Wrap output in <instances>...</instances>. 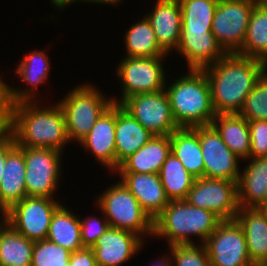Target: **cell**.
Instances as JSON below:
<instances>
[{"instance_id": "cell-1", "label": "cell", "mask_w": 267, "mask_h": 266, "mask_svg": "<svg viewBox=\"0 0 267 266\" xmlns=\"http://www.w3.org/2000/svg\"><path fill=\"white\" fill-rule=\"evenodd\" d=\"M202 70L210 84L215 114H239L247 95L267 70V64L259 59L227 53Z\"/></svg>"}, {"instance_id": "cell-2", "label": "cell", "mask_w": 267, "mask_h": 266, "mask_svg": "<svg viewBox=\"0 0 267 266\" xmlns=\"http://www.w3.org/2000/svg\"><path fill=\"white\" fill-rule=\"evenodd\" d=\"M39 100L11 104L6 131L19 147L51 148L64 152V146L70 141L62 108L56 102L44 106Z\"/></svg>"}, {"instance_id": "cell-3", "label": "cell", "mask_w": 267, "mask_h": 266, "mask_svg": "<svg viewBox=\"0 0 267 266\" xmlns=\"http://www.w3.org/2000/svg\"><path fill=\"white\" fill-rule=\"evenodd\" d=\"M222 221L212 211L190 205L186 200H171L153 220L152 237L166 238L168 246L194 244L193 236L204 244Z\"/></svg>"}, {"instance_id": "cell-4", "label": "cell", "mask_w": 267, "mask_h": 266, "mask_svg": "<svg viewBox=\"0 0 267 266\" xmlns=\"http://www.w3.org/2000/svg\"><path fill=\"white\" fill-rule=\"evenodd\" d=\"M169 84L165 90L178 127L211 125L216 114L210 84L203 70L188 69L185 76H179Z\"/></svg>"}, {"instance_id": "cell-5", "label": "cell", "mask_w": 267, "mask_h": 266, "mask_svg": "<svg viewBox=\"0 0 267 266\" xmlns=\"http://www.w3.org/2000/svg\"><path fill=\"white\" fill-rule=\"evenodd\" d=\"M57 103L64 113L70 143L77 141L78 144L88 135L99 116L113 104L112 99L92 83L72 88Z\"/></svg>"}, {"instance_id": "cell-6", "label": "cell", "mask_w": 267, "mask_h": 266, "mask_svg": "<svg viewBox=\"0 0 267 266\" xmlns=\"http://www.w3.org/2000/svg\"><path fill=\"white\" fill-rule=\"evenodd\" d=\"M98 196L97 206L109 222L110 227L130 231L143 240L147 235L151 238L153 220L120 180Z\"/></svg>"}, {"instance_id": "cell-7", "label": "cell", "mask_w": 267, "mask_h": 266, "mask_svg": "<svg viewBox=\"0 0 267 266\" xmlns=\"http://www.w3.org/2000/svg\"><path fill=\"white\" fill-rule=\"evenodd\" d=\"M160 57H125L120 59L116 74L121 86V97H111L114 104H120L124 99L136 94L157 92L165 89L167 78L163 61Z\"/></svg>"}, {"instance_id": "cell-8", "label": "cell", "mask_w": 267, "mask_h": 266, "mask_svg": "<svg viewBox=\"0 0 267 266\" xmlns=\"http://www.w3.org/2000/svg\"><path fill=\"white\" fill-rule=\"evenodd\" d=\"M20 148L26 165V196L54 198L62 177L63 152L51 148Z\"/></svg>"}, {"instance_id": "cell-9", "label": "cell", "mask_w": 267, "mask_h": 266, "mask_svg": "<svg viewBox=\"0 0 267 266\" xmlns=\"http://www.w3.org/2000/svg\"><path fill=\"white\" fill-rule=\"evenodd\" d=\"M61 202L55 198L29 197L13 205L2 219L31 241L47 238L52 216Z\"/></svg>"}, {"instance_id": "cell-10", "label": "cell", "mask_w": 267, "mask_h": 266, "mask_svg": "<svg viewBox=\"0 0 267 266\" xmlns=\"http://www.w3.org/2000/svg\"><path fill=\"white\" fill-rule=\"evenodd\" d=\"M153 135H171L175 122L166 90L136 94L119 104Z\"/></svg>"}, {"instance_id": "cell-11", "label": "cell", "mask_w": 267, "mask_h": 266, "mask_svg": "<svg viewBox=\"0 0 267 266\" xmlns=\"http://www.w3.org/2000/svg\"><path fill=\"white\" fill-rule=\"evenodd\" d=\"M256 3V0L218 1L211 32L227 53H236L242 47Z\"/></svg>"}, {"instance_id": "cell-12", "label": "cell", "mask_w": 267, "mask_h": 266, "mask_svg": "<svg viewBox=\"0 0 267 266\" xmlns=\"http://www.w3.org/2000/svg\"><path fill=\"white\" fill-rule=\"evenodd\" d=\"M185 200L222 220H234L239 210L237 183L225 179L196 178Z\"/></svg>"}, {"instance_id": "cell-13", "label": "cell", "mask_w": 267, "mask_h": 266, "mask_svg": "<svg viewBox=\"0 0 267 266\" xmlns=\"http://www.w3.org/2000/svg\"><path fill=\"white\" fill-rule=\"evenodd\" d=\"M212 266H251L243 229L234 220H223L203 244Z\"/></svg>"}, {"instance_id": "cell-14", "label": "cell", "mask_w": 267, "mask_h": 266, "mask_svg": "<svg viewBox=\"0 0 267 266\" xmlns=\"http://www.w3.org/2000/svg\"><path fill=\"white\" fill-rule=\"evenodd\" d=\"M204 161V177L238 182L242 161L223 142L212 125L199 126Z\"/></svg>"}, {"instance_id": "cell-15", "label": "cell", "mask_w": 267, "mask_h": 266, "mask_svg": "<svg viewBox=\"0 0 267 266\" xmlns=\"http://www.w3.org/2000/svg\"><path fill=\"white\" fill-rule=\"evenodd\" d=\"M138 235L118 228L108 230L91 247L97 266H122L144 246Z\"/></svg>"}, {"instance_id": "cell-16", "label": "cell", "mask_w": 267, "mask_h": 266, "mask_svg": "<svg viewBox=\"0 0 267 266\" xmlns=\"http://www.w3.org/2000/svg\"><path fill=\"white\" fill-rule=\"evenodd\" d=\"M24 151L6 131V162L0 183V214L26 197Z\"/></svg>"}, {"instance_id": "cell-17", "label": "cell", "mask_w": 267, "mask_h": 266, "mask_svg": "<svg viewBox=\"0 0 267 266\" xmlns=\"http://www.w3.org/2000/svg\"><path fill=\"white\" fill-rule=\"evenodd\" d=\"M51 62L45 50L35 49L28 54H25L23 59L16 67L15 74L21 79L26 86L24 89L13 88L8 84V96L11 104L21 102H35L38 96L36 89L48 80ZM28 88V89H27Z\"/></svg>"}, {"instance_id": "cell-18", "label": "cell", "mask_w": 267, "mask_h": 266, "mask_svg": "<svg viewBox=\"0 0 267 266\" xmlns=\"http://www.w3.org/2000/svg\"><path fill=\"white\" fill-rule=\"evenodd\" d=\"M116 104L107 108L96 120L88 135L80 142L94 155L98 163L104 165L111 172L116 171Z\"/></svg>"}, {"instance_id": "cell-19", "label": "cell", "mask_w": 267, "mask_h": 266, "mask_svg": "<svg viewBox=\"0 0 267 266\" xmlns=\"http://www.w3.org/2000/svg\"><path fill=\"white\" fill-rule=\"evenodd\" d=\"M175 52L186 60L188 69L197 70L216 63L227 54L211 31H181Z\"/></svg>"}, {"instance_id": "cell-20", "label": "cell", "mask_w": 267, "mask_h": 266, "mask_svg": "<svg viewBox=\"0 0 267 266\" xmlns=\"http://www.w3.org/2000/svg\"><path fill=\"white\" fill-rule=\"evenodd\" d=\"M152 11L145 14L151 23L159 46L169 55L178 47L182 15L178 0H156Z\"/></svg>"}, {"instance_id": "cell-21", "label": "cell", "mask_w": 267, "mask_h": 266, "mask_svg": "<svg viewBox=\"0 0 267 266\" xmlns=\"http://www.w3.org/2000/svg\"><path fill=\"white\" fill-rule=\"evenodd\" d=\"M120 181L136 197L140 206L154 220L168 205L159 174L119 173Z\"/></svg>"}, {"instance_id": "cell-22", "label": "cell", "mask_w": 267, "mask_h": 266, "mask_svg": "<svg viewBox=\"0 0 267 266\" xmlns=\"http://www.w3.org/2000/svg\"><path fill=\"white\" fill-rule=\"evenodd\" d=\"M249 160V161H247ZM237 182L238 204L241 208L267 206V156L248 158Z\"/></svg>"}, {"instance_id": "cell-23", "label": "cell", "mask_w": 267, "mask_h": 266, "mask_svg": "<svg viewBox=\"0 0 267 266\" xmlns=\"http://www.w3.org/2000/svg\"><path fill=\"white\" fill-rule=\"evenodd\" d=\"M235 220L244 231L251 263L267 262V210L239 207Z\"/></svg>"}, {"instance_id": "cell-24", "label": "cell", "mask_w": 267, "mask_h": 266, "mask_svg": "<svg viewBox=\"0 0 267 266\" xmlns=\"http://www.w3.org/2000/svg\"><path fill=\"white\" fill-rule=\"evenodd\" d=\"M170 153V136L154 135L139 150L126 158L115 172L159 174Z\"/></svg>"}, {"instance_id": "cell-25", "label": "cell", "mask_w": 267, "mask_h": 266, "mask_svg": "<svg viewBox=\"0 0 267 266\" xmlns=\"http://www.w3.org/2000/svg\"><path fill=\"white\" fill-rule=\"evenodd\" d=\"M153 136L119 104H116V170L126 158L139 150Z\"/></svg>"}, {"instance_id": "cell-26", "label": "cell", "mask_w": 267, "mask_h": 266, "mask_svg": "<svg viewBox=\"0 0 267 266\" xmlns=\"http://www.w3.org/2000/svg\"><path fill=\"white\" fill-rule=\"evenodd\" d=\"M171 152L195 178L204 177V161L199 140V126L179 127L170 135Z\"/></svg>"}, {"instance_id": "cell-27", "label": "cell", "mask_w": 267, "mask_h": 266, "mask_svg": "<svg viewBox=\"0 0 267 266\" xmlns=\"http://www.w3.org/2000/svg\"><path fill=\"white\" fill-rule=\"evenodd\" d=\"M211 125L237 157L242 161L249 158L250 130L246 119L240 114H217Z\"/></svg>"}, {"instance_id": "cell-28", "label": "cell", "mask_w": 267, "mask_h": 266, "mask_svg": "<svg viewBox=\"0 0 267 266\" xmlns=\"http://www.w3.org/2000/svg\"><path fill=\"white\" fill-rule=\"evenodd\" d=\"M80 232V217L61 204L52 216L46 239L74 252L85 248Z\"/></svg>"}, {"instance_id": "cell-29", "label": "cell", "mask_w": 267, "mask_h": 266, "mask_svg": "<svg viewBox=\"0 0 267 266\" xmlns=\"http://www.w3.org/2000/svg\"><path fill=\"white\" fill-rule=\"evenodd\" d=\"M34 241L0 221V266H31Z\"/></svg>"}, {"instance_id": "cell-30", "label": "cell", "mask_w": 267, "mask_h": 266, "mask_svg": "<svg viewBox=\"0 0 267 266\" xmlns=\"http://www.w3.org/2000/svg\"><path fill=\"white\" fill-rule=\"evenodd\" d=\"M236 54L267 64V6L256 3L249 17L247 33Z\"/></svg>"}, {"instance_id": "cell-31", "label": "cell", "mask_w": 267, "mask_h": 266, "mask_svg": "<svg viewBox=\"0 0 267 266\" xmlns=\"http://www.w3.org/2000/svg\"><path fill=\"white\" fill-rule=\"evenodd\" d=\"M124 34L125 57H160L169 55L157 43L151 23L144 15Z\"/></svg>"}, {"instance_id": "cell-32", "label": "cell", "mask_w": 267, "mask_h": 266, "mask_svg": "<svg viewBox=\"0 0 267 266\" xmlns=\"http://www.w3.org/2000/svg\"><path fill=\"white\" fill-rule=\"evenodd\" d=\"M159 177L169 201L185 200L196 179L172 152L161 166Z\"/></svg>"}, {"instance_id": "cell-33", "label": "cell", "mask_w": 267, "mask_h": 266, "mask_svg": "<svg viewBox=\"0 0 267 266\" xmlns=\"http://www.w3.org/2000/svg\"><path fill=\"white\" fill-rule=\"evenodd\" d=\"M181 5V31H212L219 0H178Z\"/></svg>"}, {"instance_id": "cell-34", "label": "cell", "mask_w": 267, "mask_h": 266, "mask_svg": "<svg viewBox=\"0 0 267 266\" xmlns=\"http://www.w3.org/2000/svg\"><path fill=\"white\" fill-rule=\"evenodd\" d=\"M239 114L247 121L267 120V70L247 95Z\"/></svg>"}, {"instance_id": "cell-35", "label": "cell", "mask_w": 267, "mask_h": 266, "mask_svg": "<svg viewBox=\"0 0 267 266\" xmlns=\"http://www.w3.org/2000/svg\"><path fill=\"white\" fill-rule=\"evenodd\" d=\"M71 251L47 239L34 242L31 266H68Z\"/></svg>"}, {"instance_id": "cell-36", "label": "cell", "mask_w": 267, "mask_h": 266, "mask_svg": "<svg viewBox=\"0 0 267 266\" xmlns=\"http://www.w3.org/2000/svg\"><path fill=\"white\" fill-rule=\"evenodd\" d=\"M170 245L173 266H212L203 244Z\"/></svg>"}, {"instance_id": "cell-37", "label": "cell", "mask_w": 267, "mask_h": 266, "mask_svg": "<svg viewBox=\"0 0 267 266\" xmlns=\"http://www.w3.org/2000/svg\"><path fill=\"white\" fill-rule=\"evenodd\" d=\"M102 216L103 218L101 219L93 215L89 217L86 216L83 220L80 219V234L84 247L91 248L110 227L104 214Z\"/></svg>"}, {"instance_id": "cell-38", "label": "cell", "mask_w": 267, "mask_h": 266, "mask_svg": "<svg viewBox=\"0 0 267 266\" xmlns=\"http://www.w3.org/2000/svg\"><path fill=\"white\" fill-rule=\"evenodd\" d=\"M250 130L249 158L267 156V120L248 121Z\"/></svg>"}, {"instance_id": "cell-39", "label": "cell", "mask_w": 267, "mask_h": 266, "mask_svg": "<svg viewBox=\"0 0 267 266\" xmlns=\"http://www.w3.org/2000/svg\"><path fill=\"white\" fill-rule=\"evenodd\" d=\"M8 83L3 82L0 76V132L6 130L10 116V102L8 96Z\"/></svg>"}, {"instance_id": "cell-40", "label": "cell", "mask_w": 267, "mask_h": 266, "mask_svg": "<svg viewBox=\"0 0 267 266\" xmlns=\"http://www.w3.org/2000/svg\"><path fill=\"white\" fill-rule=\"evenodd\" d=\"M68 266H97L93 250L85 247L71 252Z\"/></svg>"}, {"instance_id": "cell-41", "label": "cell", "mask_w": 267, "mask_h": 266, "mask_svg": "<svg viewBox=\"0 0 267 266\" xmlns=\"http://www.w3.org/2000/svg\"><path fill=\"white\" fill-rule=\"evenodd\" d=\"M6 162V130L0 132V183L3 176V169Z\"/></svg>"}, {"instance_id": "cell-42", "label": "cell", "mask_w": 267, "mask_h": 266, "mask_svg": "<svg viewBox=\"0 0 267 266\" xmlns=\"http://www.w3.org/2000/svg\"><path fill=\"white\" fill-rule=\"evenodd\" d=\"M51 4H53V6L55 8H57L58 10H64L65 8L69 7L70 5H72L73 3H86V0H50Z\"/></svg>"}, {"instance_id": "cell-43", "label": "cell", "mask_w": 267, "mask_h": 266, "mask_svg": "<svg viewBox=\"0 0 267 266\" xmlns=\"http://www.w3.org/2000/svg\"><path fill=\"white\" fill-rule=\"evenodd\" d=\"M154 265L155 266H173V260H172L171 255L168 254V256L166 255L161 258H158V260H156Z\"/></svg>"}, {"instance_id": "cell-44", "label": "cell", "mask_w": 267, "mask_h": 266, "mask_svg": "<svg viewBox=\"0 0 267 266\" xmlns=\"http://www.w3.org/2000/svg\"><path fill=\"white\" fill-rule=\"evenodd\" d=\"M87 3H93V4H105V5H118L120 3H122V0H86V4Z\"/></svg>"}, {"instance_id": "cell-45", "label": "cell", "mask_w": 267, "mask_h": 266, "mask_svg": "<svg viewBox=\"0 0 267 266\" xmlns=\"http://www.w3.org/2000/svg\"><path fill=\"white\" fill-rule=\"evenodd\" d=\"M257 3L261 4V5H264V6H267V0H256Z\"/></svg>"}, {"instance_id": "cell-46", "label": "cell", "mask_w": 267, "mask_h": 266, "mask_svg": "<svg viewBox=\"0 0 267 266\" xmlns=\"http://www.w3.org/2000/svg\"><path fill=\"white\" fill-rule=\"evenodd\" d=\"M257 266H267V262L256 264Z\"/></svg>"}]
</instances>
